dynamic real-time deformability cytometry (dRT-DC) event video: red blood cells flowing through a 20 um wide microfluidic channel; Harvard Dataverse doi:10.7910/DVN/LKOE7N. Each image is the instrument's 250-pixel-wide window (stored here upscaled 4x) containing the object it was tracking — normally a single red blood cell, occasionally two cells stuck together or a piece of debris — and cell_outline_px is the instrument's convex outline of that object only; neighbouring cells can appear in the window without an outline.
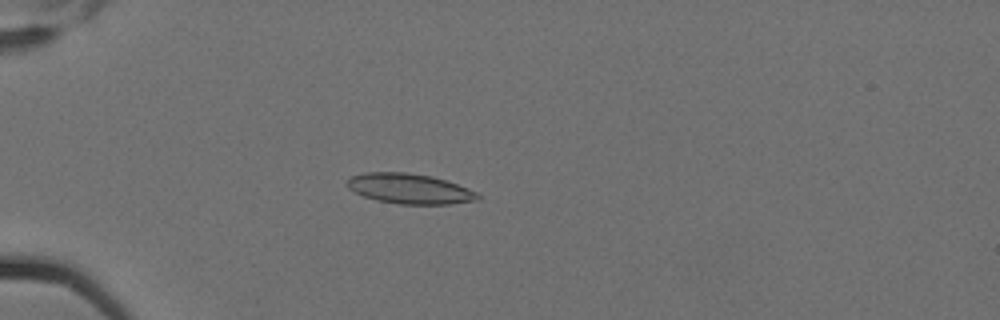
{"species": "Egyptian fruit bat (a non-hibernating species)", "species_latin": "Rousettus aegyptiacus", "temperature_condition": "cold", "stored_images_in_passage": 6, "camera_frame_rate_fps": 3000, "um_per_image_px": 0.085, "animal": {"sex": "female"}, "frame": {"image": 1, "passage_image": 4, "time_ms": 1.0, "image_size_px": [1000, 320], "cell_outline_px": [[480, 200], [448, 204], [400, 204], [376, 200], [364, 196], [348, 188], [344, 184], [344, 180], [352, 176], [364, 172], [404, 172], [432, 176], [468, 188], [476, 192], [480, 196]], "centroid_in_image_um": [34.77, 16.03], "position_along_channel_um": 50.2, "area_um2": 23.0}}
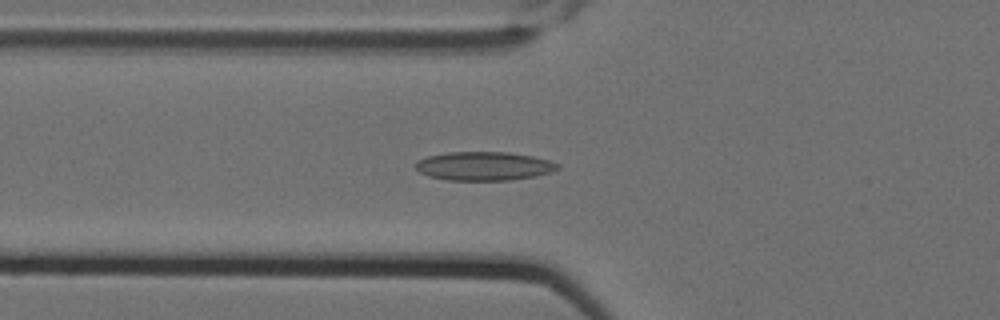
{"frame": {"image": 2, "passage_image": 6, "time_ms": 1.667, "image_size_px": [1000, 320], "cell_outline_px": [[560, 168], [552, 172], [536, 176], [508, 180], [448, 180], [428, 176], [420, 172], [416, 168], [416, 164], [420, 160], [428, 156], [448, 152], [508, 152], [532, 156], [548, 160], [560, 164]], "centroid_in_image_um": [41.17, 14.12], "position_along_channel_um": 84.6, "area_um2": 23.7}}